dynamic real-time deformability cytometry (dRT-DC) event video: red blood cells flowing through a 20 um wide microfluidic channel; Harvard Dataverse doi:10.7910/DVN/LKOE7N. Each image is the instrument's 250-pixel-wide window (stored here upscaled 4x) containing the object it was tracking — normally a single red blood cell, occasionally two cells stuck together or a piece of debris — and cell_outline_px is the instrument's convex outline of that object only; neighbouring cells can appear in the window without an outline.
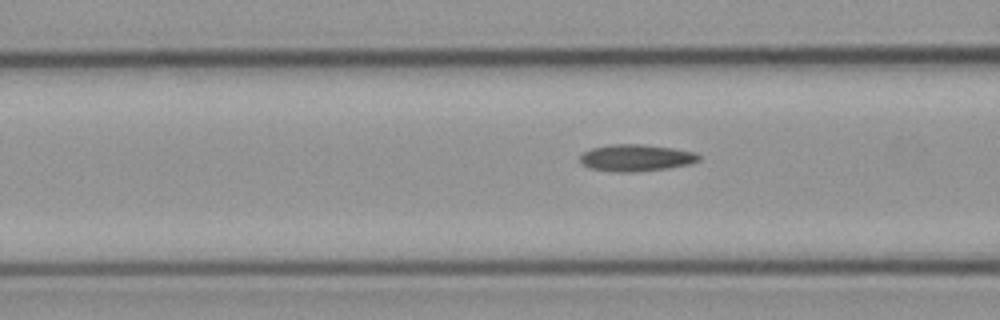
{"species": "common noctule bat (a hibernating species)", "species_latin": "Nyctalus noctula", "temperature_condition": "cold", "stored_images_in_passage": 3, "camera_frame_rate_fps": 3000, "um_per_image_px": 0.085, "animal": {"sex": "male", "body_mass_g": 23.1, "forearm_length_mm": 52.7}, "frame": {"image": 1, "passage_image": 3, "time_ms": 3.0, "image_size_px": [1000, 320], "cell_outline_px": [[700, 160], [692, 164], [668, 168], [636, 172], [616, 172], [592, 168], [584, 164], [580, 160], [580, 156], [584, 152], [592, 148], [612, 144], [640, 144], [672, 148], [696, 152], [700, 156]], "centroid_in_image_um": [54.12, 13.41], "position_along_channel_um": 112.5, "area_um2": 18.5}}